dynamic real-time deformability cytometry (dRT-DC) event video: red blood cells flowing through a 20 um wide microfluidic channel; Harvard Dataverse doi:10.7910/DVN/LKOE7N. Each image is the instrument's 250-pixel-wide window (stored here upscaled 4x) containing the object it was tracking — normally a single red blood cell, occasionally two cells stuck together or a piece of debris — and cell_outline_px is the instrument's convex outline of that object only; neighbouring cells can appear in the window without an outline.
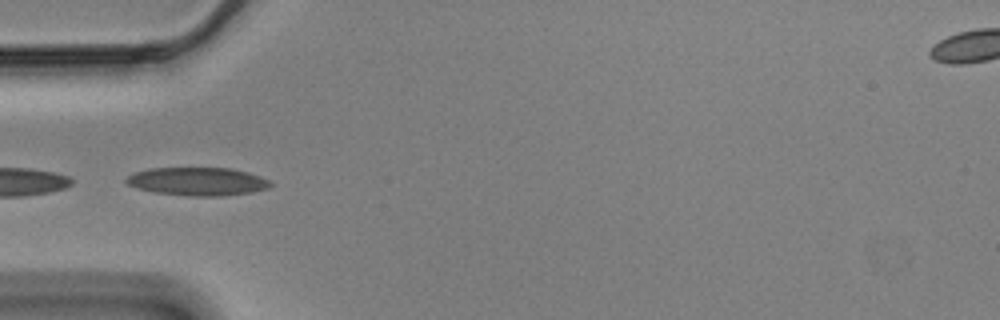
{"species": "Egyptian fruit bat (a non-hibernating species)", "species_latin": "Rousettus aegyptiacus", "temperature_condition": "cold", "stored_images_in_passage": 9, "camera_frame_rate_fps": 3000, "um_per_image_px": 0.085, "animal": {"sex": "male"}, "frame": {"image": 1, "passage_image": 7, "time_ms": 2.0, "image_size_px": [1000, 320], "cell_outline_px": [[272, 184], [268, 188], [252, 192], [220, 196], [192, 196], [156, 192], [136, 188], [128, 184], [124, 180], [128, 176], [136, 172], [148, 168], [232, 168], [248, 172], [260, 176], [268, 180]], "centroid_in_image_um": [16.8, 15.42], "position_along_channel_um": 68.2, "area_um2": 23.58}}